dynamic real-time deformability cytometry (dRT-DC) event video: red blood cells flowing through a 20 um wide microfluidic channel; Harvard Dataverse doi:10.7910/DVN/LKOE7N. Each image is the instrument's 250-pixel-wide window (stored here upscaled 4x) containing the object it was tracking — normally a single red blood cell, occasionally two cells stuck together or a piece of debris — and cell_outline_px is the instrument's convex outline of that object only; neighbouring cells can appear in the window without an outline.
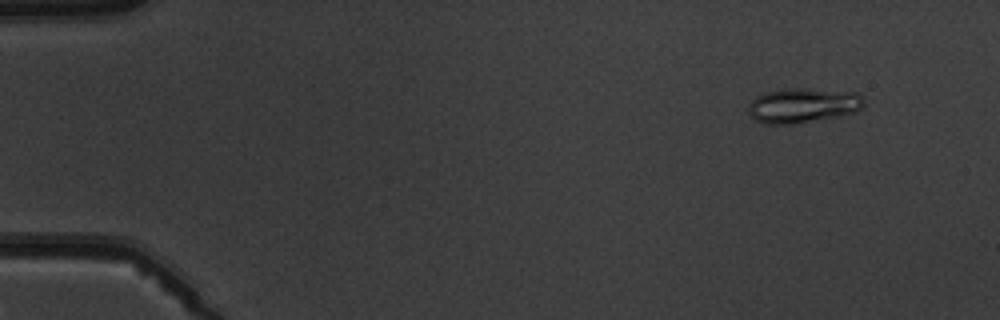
{"species": "common noctule bat (a hibernating species)", "species_latin": "Nyctalus noctula", "temperature_condition": "warm", "stored_images_in_passage": 5, "camera_frame_rate_fps": 3000, "um_per_image_px": 0.085, "animal": {"sex": "male", "body_mass_g": 19.5, "forearm_length_mm": 54.6}, "frame": {"image": 1, "passage_image": 2, "time_ms": 1.0, "image_size_px": [1000, 320], "cell_outline_px": [[864, 108], [856, 112], [840, 116], [792, 124], [760, 124], [748, 112], [748, 104], [756, 96], [764, 92], [788, 88], [808, 88], [856, 92], [864, 100]], "centroid_in_image_um": [68.25, 8.95], "position_along_channel_um": 16.8, "area_um2": 23.76}}
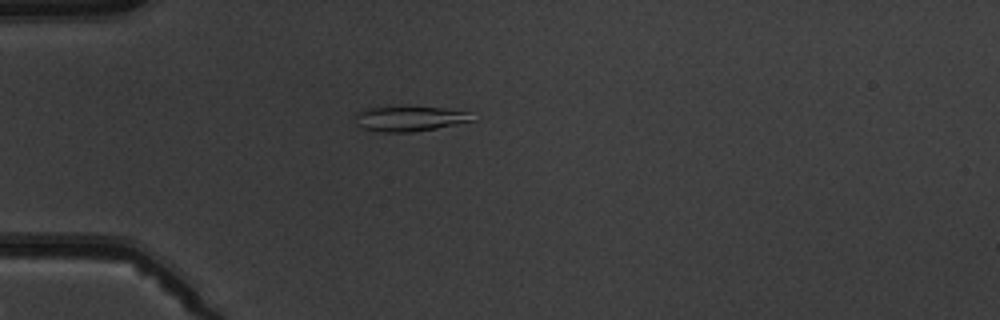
{"frame": {"image": 2, "passage_image": 5, "time_ms": 4.333, "image_size_px": [1000, 320], "cell_outline_px": [[476, 120], [436, 128], [412, 132], [384, 132], [364, 128], [356, 124], [356, 112], [368, 108], [408, 104], [440, 108], [468, 112]], "centroid_in_image_um": [34.79, 10.05], "position_along_channel_um": 50.2, "area_um2": 17.51}}